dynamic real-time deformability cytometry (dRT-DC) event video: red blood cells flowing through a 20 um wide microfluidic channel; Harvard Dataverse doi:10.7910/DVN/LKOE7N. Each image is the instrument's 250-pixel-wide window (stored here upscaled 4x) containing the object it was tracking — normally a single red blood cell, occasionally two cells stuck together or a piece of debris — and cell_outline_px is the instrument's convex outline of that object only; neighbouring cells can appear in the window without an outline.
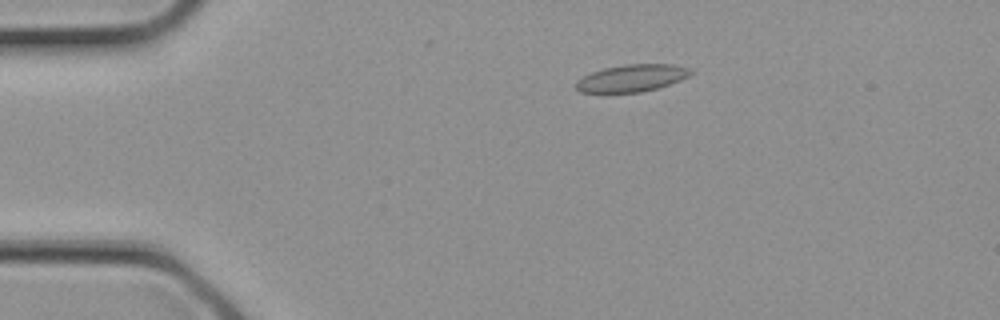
{"species": "common noctule bat (a hibernating species)", "species_latin": "Nyctalus noctula", "temperature_condition": "cold", "stored_images_in_passage": 16, "camera_frame_rate_fps": 3000, "um_per_image_px": 0.085, "animal": {"sex": "female", "body_mass_g": 21.9}, "frame": {"image": 1, "passage_image": 6, "time_ms": 1.667, "image_size_px": [1000, 320], "cell_outline_px": [[696, 72], [680, 80], [656, 88], [640, 92], [580, 92], [576, 88], [576, 80], [592, 72], [604, 68], [624, 64], [672, 64], [692, 68]], "centroid_in_image_um": [53.74, 6.62], "position_along_channel_um": 31.3, "area_um2": 18.09}}
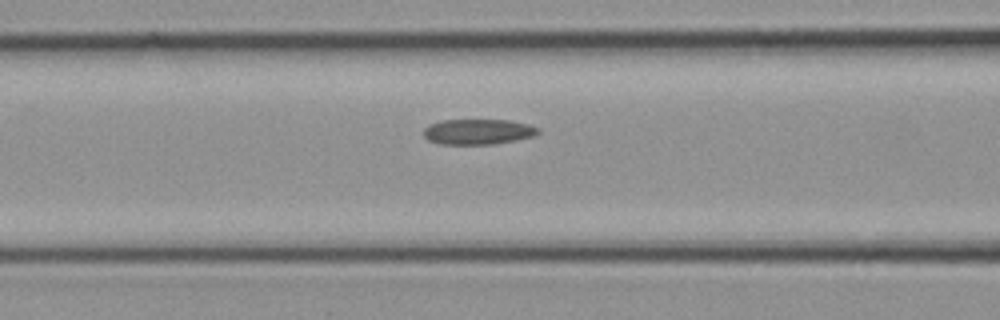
{"frame": {"image": 2, "passage_image": 12, "time_ms": 3.667, "image_size_px": [1000, 320], "cell_outline_px": [[540, 132], [536, 136], [496, 144], [440, 144], [428, 140], [424, 136], [424, 128], [428, 124], [444, 120], [508, 120], [528, 124], [540, 128]], "centroid_in_image_um": [40.66, 11.2], "position_along_channel_um": 125.9, "area_um2": 17.11}}
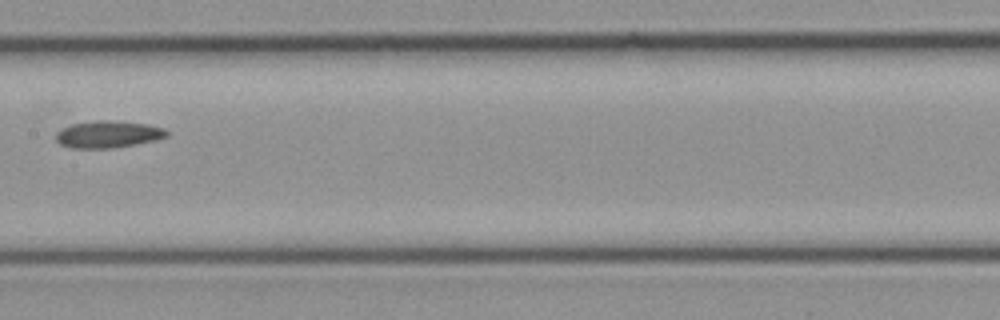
{"frame": {"image": 3, "passage_image": 15, "time_ms": 4.667, "image_size_px": [1000, 320], "cell_outline_px": [[168, 136], [156, 140], [136, 144], [112, 148], [68, 148], [60, 144], [56, 140], [56, 132], [72, 124], [96, 120], [108, 120], [148, 124], [164, 128], [168, 132]], "centroid_in_image_um": [9.19, 11.42], "position_along_channel_um": 198.2, "area_um2": 17.46}}